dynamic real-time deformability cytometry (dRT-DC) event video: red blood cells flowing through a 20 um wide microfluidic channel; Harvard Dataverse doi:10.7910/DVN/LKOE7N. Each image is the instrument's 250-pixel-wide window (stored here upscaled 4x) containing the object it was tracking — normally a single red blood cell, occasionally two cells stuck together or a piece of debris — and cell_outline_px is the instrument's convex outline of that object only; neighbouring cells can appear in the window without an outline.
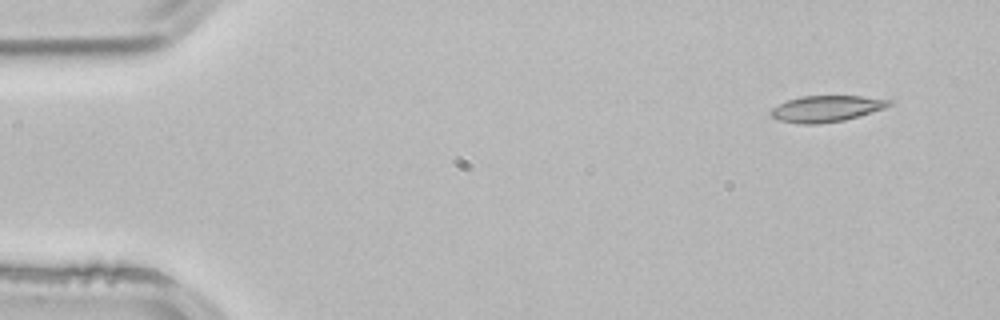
{"species": "common noctule bat (a hibernating species)", "species_latin": "Nyctalus noctula", "temperature_condition": "room temperature", "stored_images_in_passage": 3, "camera_frame_rate_fps": 3000, "um_per_image_px": 0.085, "animal": {"sex": "male", "body_mass_g": 21.5, "forearm_length_mm": 52.0}, "frame": {"image": 1, "passage_image": 1, "time_ms": 0.0, "image_size_px": [1000, 320], "cell_outline_px": [[892, 104], [884, 108], [844, 120], [820, 124], [800, 124], [776, 120], [768, 116], [768, 112], [772, 108], [788, 100], [800, 96], [860, 96], [892, 100]], "centroid_in_image_um": [70.17, 9.25], "position_along_channel_um": 14.8, "area_um2": 18.15}}
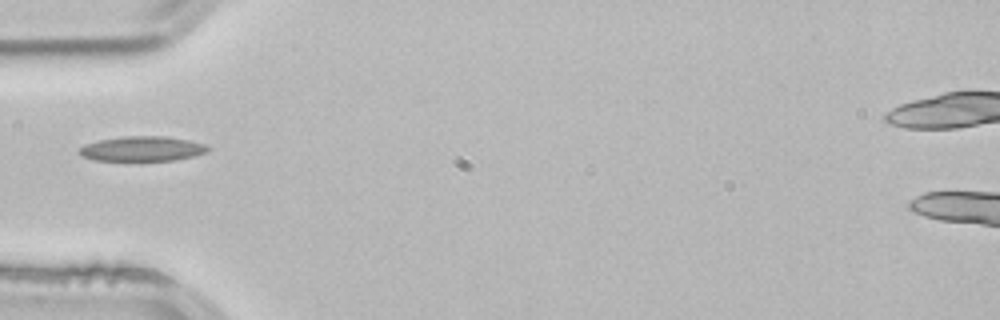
{"frame": {"image": 2, "passage_image": 3, "time_ms": 0.667, "image_size_px": [1000, 320], "cell_outline_px": [[212, 148], [208, 152], [176, 160], [96, 160], [80, 156], [80, 148], [84, 144], [100, 140], [124, 136], [164, 136], [188, 140], [208, 144]], "centroid_in_image_um": [12.14, 12.64], "position_along_channel_um": 72.9, "area_um2": 18.61}}